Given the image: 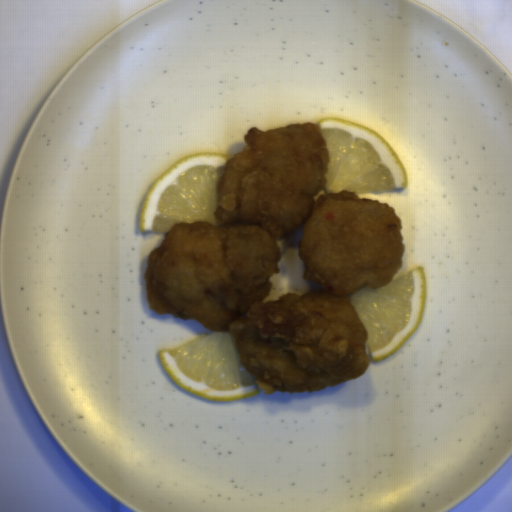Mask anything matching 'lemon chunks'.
<instances>
[{"instance_id":"lemon-chunks-1","label":"lemon chunks","mask_w":512,"mask_h":512,"mask_svg":"<svg viewBox=\"0 0 512 512\" xmlns=\"http://www.w3.org/2000/svg\"><path fill=\"white\" fill-rule=\"evenodd\" d=\"M330 154L325 190L355 194L407 189L408 172L398 152L372 128L346 119L327 117L316 122Z\"/></svg>"},{"instance_id":"lemon-chunks-2","label":"lemon chunks","mask_w":512,"mask_h":512,"mask_svg":"<svg viewBox=\"0 0 512 512\" xmlns=\"http://www.w3.org/2000/svg\"><path fill=\"white\" fill-rule=\"evenodd\" d=\"M231 157L224 152L199 151L181 158L154 179L140 212L141 233L167 232L178 222L218 225L214 216L216 182Z\"/></svg>"},{"instance_id":"lemon-chunks-3","label":"lemon chunks","mask_w":512,"mask_h":512,"mask_svg":"<svg viewBox=\"0 0 512 512\" xmlns=\"http://www.w3.org/2000/svg\"><path fill=\"white\" fill-rule=\"evenodd\" d=\"M228 330H209L177 348L157 352L159 363L179 387L207 401L230 402L258 395L262 389L238 357Z\"/></svg>"},{"instance_id":"lemon-chunks-4","label":"lemon chunks","mask_w":512,"mask_h":512,"mask_svg":"<svg viewBox=\"0 0 512 512\" xmlns=\"http://www.w3.org/2000/svg\"><path fill=\"white\" fill-rule=\"evenodd\" d=\"M427 282L420 265L386 286L364 287L351 303L368 331L366 354L381 361L400 350L419 328L425 311Z\"/></svg>"}]
</instances>
